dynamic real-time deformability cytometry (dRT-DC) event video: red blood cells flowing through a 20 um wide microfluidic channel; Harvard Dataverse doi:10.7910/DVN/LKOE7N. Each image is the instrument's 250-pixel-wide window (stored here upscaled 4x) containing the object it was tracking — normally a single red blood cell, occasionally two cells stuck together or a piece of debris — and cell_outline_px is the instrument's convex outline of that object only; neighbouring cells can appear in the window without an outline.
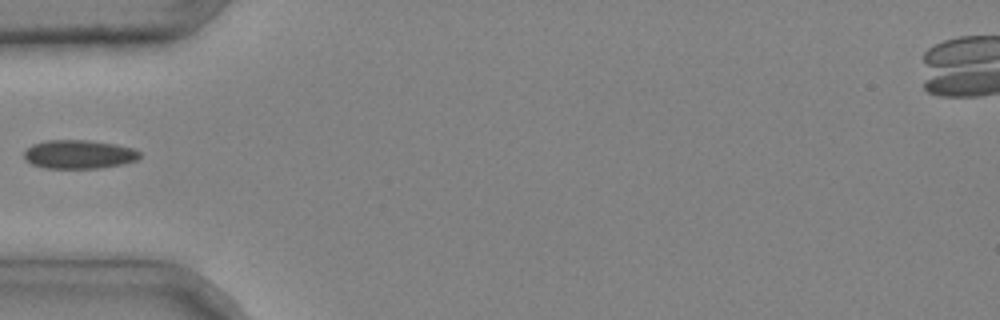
{"species": "common noctule bat (a hibernating species)", "species_latin": "Nyctalus noctula", "temperature_condition": "cold", "stored_images_in_passage": 1, "camera_frame_rate_fps": 3000, "um_per_image_px": 0.085, "animal": {"sex": "male", "body_mass_g": 20.4}, "frame": {"image": 1, "passage_image": 1, "time_ms": 0.0, "image_size_px": [1000, 320], "cell_outline_px": [[140, 156], [136, 160], [120, 164], [100, 168], [44, 168], [32, 164], [24, 160], [24, 152], [32, 144], [48, 140], [88, 140], [116, 144], [132, 148], [140, 152]], "centroid_in_image_um": [6.68, 13.11], "position_along_channel_um": 78.3, "area_um2": 19.31}}